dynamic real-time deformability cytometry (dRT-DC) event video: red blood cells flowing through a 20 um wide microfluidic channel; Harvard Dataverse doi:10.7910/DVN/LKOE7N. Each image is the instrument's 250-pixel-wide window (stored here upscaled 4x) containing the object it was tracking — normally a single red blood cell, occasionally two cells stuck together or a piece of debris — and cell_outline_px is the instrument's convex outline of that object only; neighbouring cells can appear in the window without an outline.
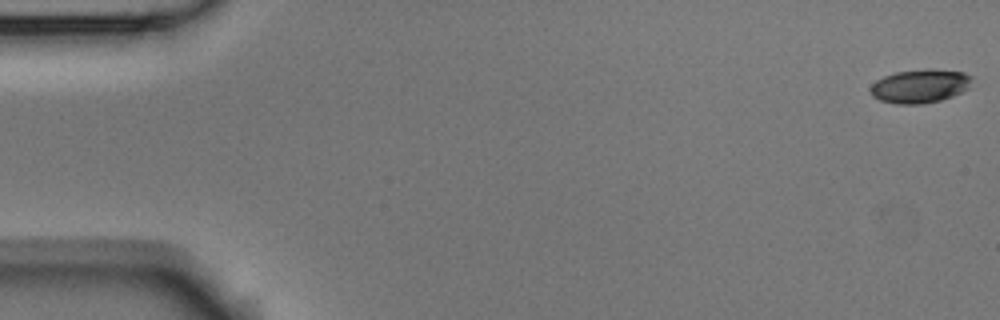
{"species": "Egyptian fruit bat (a non-hibernating species)", "species_latin": "Rousettus aegyptiacus", "temperature_condition": "room temperature", "stored_images_in_passage": 5, "camera_frame_rate_fps": 3000, "um_per_image_px": 0.085, "animal": {"sex": "male"}, "frame": {"image": 1, "passage_image": 1, "time_ms": 0.0, "image_size_px": [1000, 320], "cell_outline_px": [[972, 76], [968, 88], [952, 96], [940, 100], [924, 104], [896, 104], [880, 100], [872, 96], [868, 92], [868, 88], [876, 80], [884, 76], [896, 72], [928, 68], [932, 68], [964, 72]], "centroid_in_image_um": [78.16, 7.31], "position_along_channel_um": 6.8, "area_um2": 20.11}}
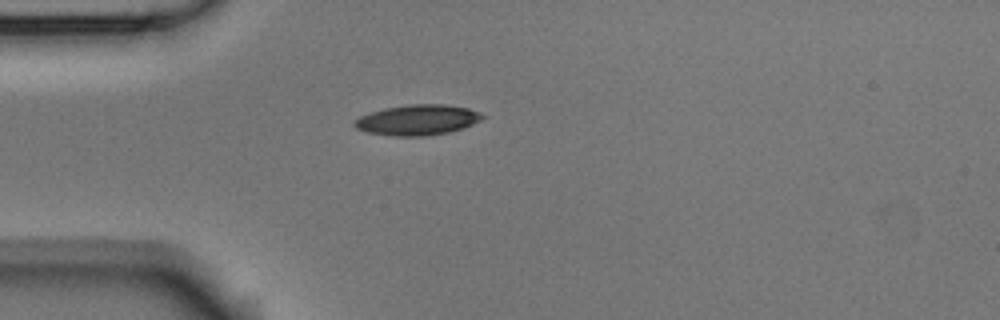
{"frame": {"image": 2, "passage_image": 4, "time_ms": 1.0, "image_size_px": [1000, 320], "cell_outline_px": [[484, 116], [480, 120], [472, 124], [448, 132], [428, 136], [392, 136], [368, 132], [356, 128], [352, 124], [360, 116], [384, 108], [412, 104], [440, 104], [468, 108], [480, 112]], "centroid_in_image_um": [35.47, 10.2], "position_along_channel_um": 49.5, "area_um2": 22.43}}